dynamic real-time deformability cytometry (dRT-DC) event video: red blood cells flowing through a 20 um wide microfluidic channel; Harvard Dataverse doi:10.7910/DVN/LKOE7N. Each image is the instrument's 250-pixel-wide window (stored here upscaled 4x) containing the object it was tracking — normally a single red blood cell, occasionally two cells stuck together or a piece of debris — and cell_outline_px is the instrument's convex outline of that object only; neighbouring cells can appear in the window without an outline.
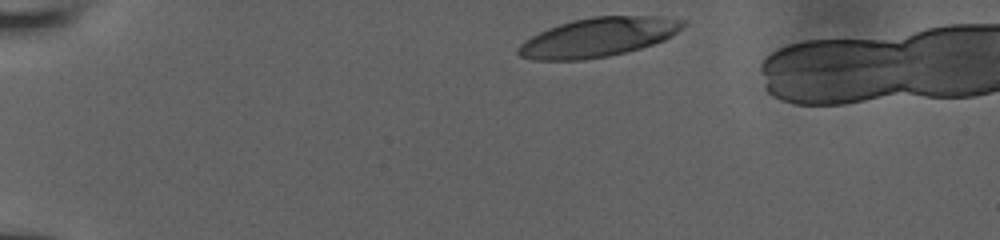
{"species": "human", "species_latin": "Homo sapiens", "temperature_condition": "room temperature", "stored_images_in_passage": 35, "camera_frame_rate_fps": 3000, "um_per_image_px": 0.085, "donor": {"sex": "male"}, "frame": {"image": 1, "passage_image": 1, "time_ms": 0.0, "image_size_px": [1000, 240], "cell_outline_px": [[688, 24], [672, 36], [664, 40], [628, 52], [608, 56], [584, 60], [532, 60], [520, 56], [516, 52], [516, 48], [524, 40], [548, 28], [572, 20], [592, 16], [660, 16], [688, 20]], "centroid_in_image_um": [50.87, 3.16], "position_along_channel_um": 34.1, "area_um2": 37.92}}
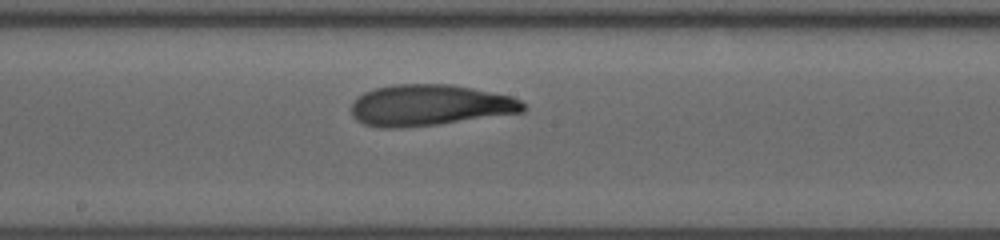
{"frame": {"image": 2, "passage_image": 20, "time_ms": 6.333, "image_size_px": [1000, 240], "cell_outline_px": [[528, 108], [524, 112], [436, 124], [400, 128], [384, 128], [364, 124], [356, 120], [352, 116], [352, 104], [356, 96], [364, 92], [376, 88], [396, 84], [452, 84], [512, 96], [520, 100]], "centroid_in_image_um": [36.52, 8.94], "position_along_channel_um": 211.7, "area_um2": 41.21}}
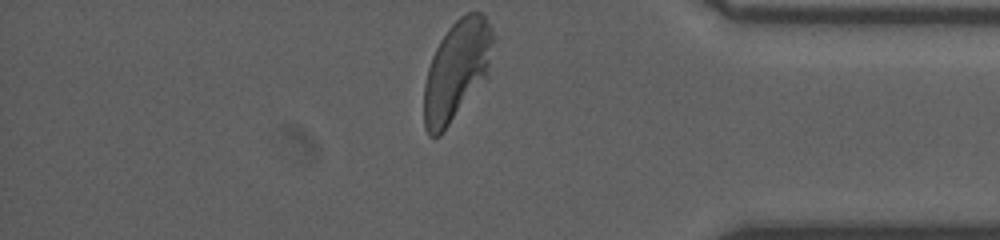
{"frame": {"image": 3, "passage_image": 35, "time_ms": 11.333, "image_size_px": [1000, 240], "cell_outline_px": [[496, 40], [488, 76], [440, 136], [428, 136], [424, 128], [424, 84], [428, 68], [432, 56], [440, 40], [448, 28], [460, 16], [468, 12], [480, 12], [484, 16], [492, 28], [496, 36]], "centroid_in_image_um": [38.85, 5.96], "position_along_channel_um": 396.4, "area_um2": 40.63}}